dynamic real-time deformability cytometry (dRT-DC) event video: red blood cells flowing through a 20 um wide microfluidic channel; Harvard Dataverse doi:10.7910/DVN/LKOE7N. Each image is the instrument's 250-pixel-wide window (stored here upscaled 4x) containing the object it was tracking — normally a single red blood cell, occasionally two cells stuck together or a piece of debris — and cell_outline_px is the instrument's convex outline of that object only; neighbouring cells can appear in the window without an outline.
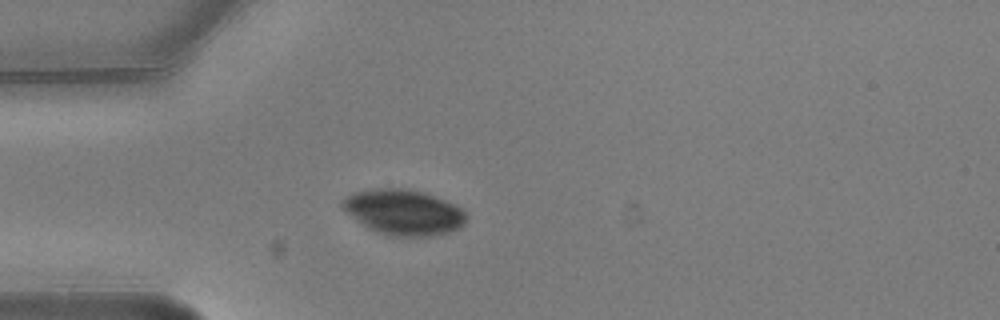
{"species": "common noctule bat (a hibernating species)", "species_latin": "Nyctalus noctula", "temperature_condition": "warm", "stored_images_in_passage": 2, "camera_frame_rate_fps": 3000, "um_per_image_px": 0.085, "animal": {"sex": "male", "body_mass_g": 20.5, "forearm_length_mm": 52.5}, "frame": {"image": 1, "passage_image": 1, "time_ms": 0.0, "image_size_px": [1000, 320], "cell_outline_px": [[464, 224], [460, 228], [448, 232], [432, 236], [388, 236], [376, 232], [368, 228], [344, 212], [340, 208], [340, 200], [352, 192], [372, 188], [408, 188], [444, 200], [460, 208], [464, 212]], "centroid_in_image_um": [34.2, 18.03], "position_along_channel_um": 50.8, "area_um2": 32.89}}